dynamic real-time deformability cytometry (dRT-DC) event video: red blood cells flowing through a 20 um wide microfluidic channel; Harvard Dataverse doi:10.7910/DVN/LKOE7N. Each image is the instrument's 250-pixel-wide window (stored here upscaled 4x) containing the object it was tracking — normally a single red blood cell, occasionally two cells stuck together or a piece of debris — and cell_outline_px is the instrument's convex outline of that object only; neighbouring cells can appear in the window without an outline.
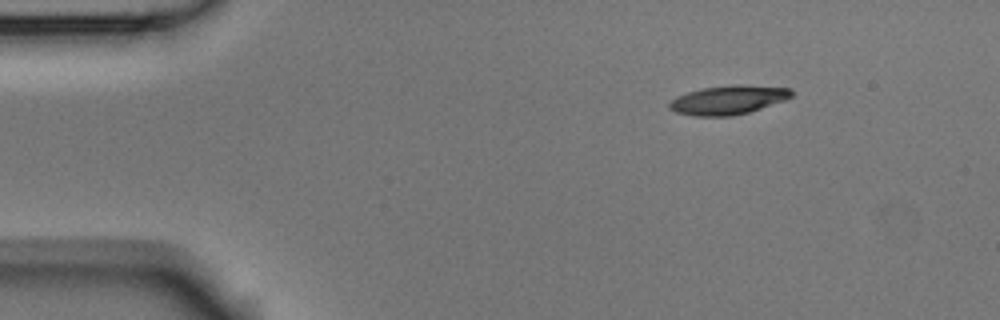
{"species": "Egyptian fruit bat (a non-hibernating species)", "species_latin": "Rousettus aegyptiacus", "temperature_condition": "room temperature", "stored_images_in_passage": 47, "camera_frame_rate_fps": 3000, "um_per_image_px": 0.085, "animal": {"sex": "male"}, "frame": {"image": 1, "passage_image": 1, "time_ms": 0.0, "image_size_px": [1000, 320], "cell_outline_px": [[792, 96], [784, 100], [748, 112], [732, 116], [696, 116], [676, 112], [668, 108], [668, 104], [676, 96], [688, 92], [704, 88], [736, 84], [740, 84], [792, 88]], "centroid_in_image_um": [61.89, 8.49], "position_along_channel_um": 23.1, "area_um2": 20.46}}
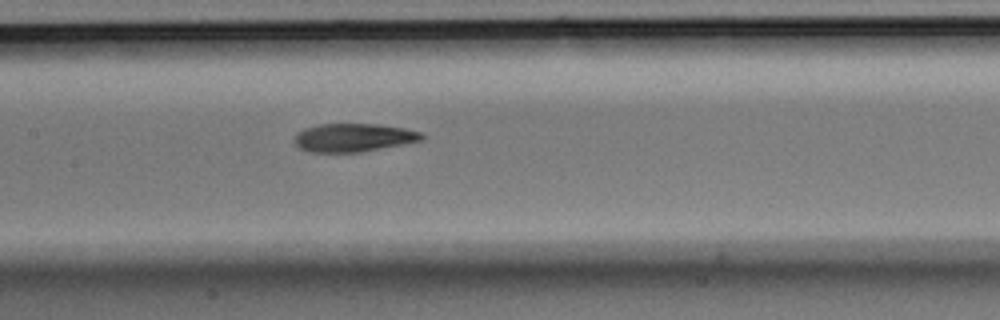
{"frame": {"image": 2, "passage_image": 19, "time_ms": 6.0, "image_size_px": [1000, 320], "cell_outline_px": [[424, 136], [420, 140], [360, 152], [308, 152], [300, 148], [292, 140], [292, 136], [296, 132], [304, 128], [320, 124], [376, 124], [404, 128], [420, 132]], "centroid_in_image_um": [29.94, 11.69], "position_along_channel_um": 177.5, "area_um2": 20.87}}
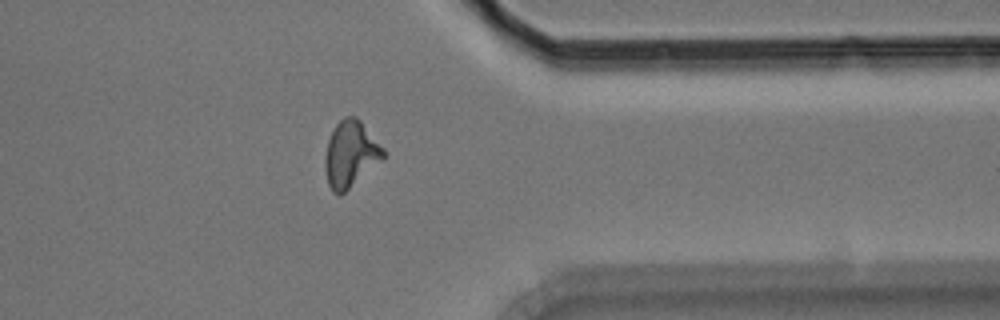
{"frame": {"image": 3, "passage_image": 36, "time_ms": 11.667, "image_size_px": [1000, 320], "cell_outline_px": [[384, 160], [340, 196], [332, 192], [328, 184], [324, 168], [324, 160], [328, 140], [336, 124], [344, 116], [356, 116], [360, 120], [384, 148]], "centroid_in_image_um": [29.8, 13.12], "position_along_channel_um": 381.6, "area_um2": 22.72}, "authors_computed_cell_mechanics": {"area_um2": 21.0392, "velocity_mm_per_s": 3.7653, "shape_relaxation_time_tau1_ms": 4.0481, "shape_relaxation_time_tau2_ms": 4.7016, "deformation_change_tau1": 0.178, "deformation_change_tau2": 0.1169}}